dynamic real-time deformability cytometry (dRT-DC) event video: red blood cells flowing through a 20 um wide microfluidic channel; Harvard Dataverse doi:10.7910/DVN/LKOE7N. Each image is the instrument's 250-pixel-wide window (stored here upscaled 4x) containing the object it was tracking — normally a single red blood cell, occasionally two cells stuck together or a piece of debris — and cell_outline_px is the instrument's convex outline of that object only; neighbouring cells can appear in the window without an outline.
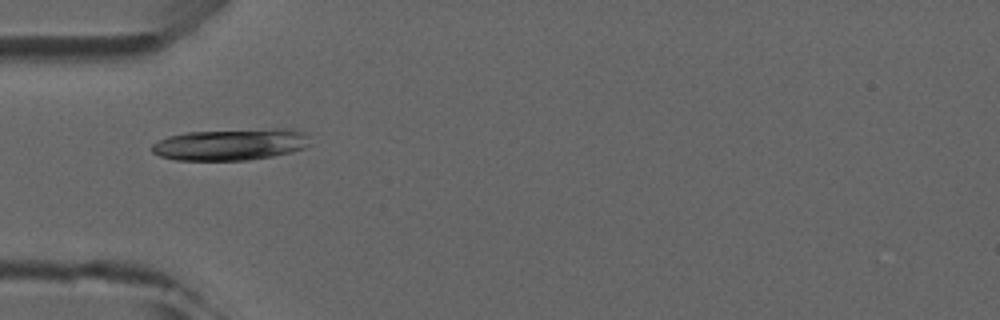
{"species": "common noctule bat (a hibernating species)", "species_latin": "Nyctalus noctula", "temperature_condition": "room temperature", "stored_images_in_passage": 3, "camera_frame_rate_fps": 3000, "um_per_image_px": 0.085, "animal": {"sex": "male", "forearm_length_mm": 52.5}, "frame": {"image": 1, "passage_image": 3, "time_ms": 2.333, "image_size_px": [1000, 320], "cell_outline_px": [[312, 144], [304, 148], [292, 152], [272, 156], [248, 160], [176, 160], [160, 156], [152, 152], [152, 144], [168, 136], [184, 132], [276, 128], [296, 128], [304, 132], [308, 136]], "centroid_in_image_um": [19.67, 12.26], "position_along_channel_um": 65.3, "area_um2": 29.48}}